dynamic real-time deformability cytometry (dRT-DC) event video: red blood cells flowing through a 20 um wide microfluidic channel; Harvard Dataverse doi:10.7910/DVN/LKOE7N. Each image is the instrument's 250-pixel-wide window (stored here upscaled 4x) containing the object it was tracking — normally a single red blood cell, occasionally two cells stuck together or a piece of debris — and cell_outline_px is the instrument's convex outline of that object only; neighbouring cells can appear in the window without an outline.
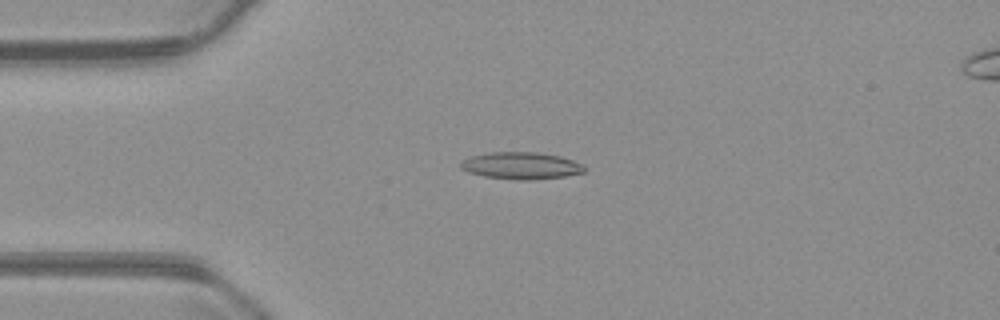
{"species": "common noctule bat (a hibernating species)", "species_latin": "Nyctalus noctula", "temperature_condition": "warm", "stored_images_in_passage": 47, "camera_frame_rate_fps": 3000, "um_per_image_px": 0.085, "animal": {"sex": "male", "body_mass_g": 23.1, "forearm_length_mm": 52.7}, "frame": {"image": 1, "passage_image": 13, "time_ms": 4.0, "image_size_px": [1000, 320], "cell_outline_px": [[584, 172], [564, 176], [532, 180], [520, 180], [484, 176], [468, 172], [460, 168], [460, 164], [464, 160], [472, 156], [488, 152], [536, 152], [560, 156], [584, 164]], "centroid_in_image_um": [44.3, 14.08], "position_along_channel_um": 40.7, "area_um2": 19.36}}
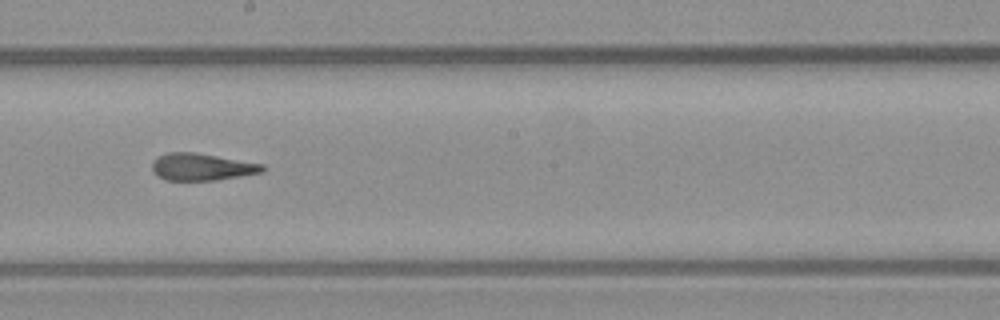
{"frame": {"image": 2, "passage_image": 30, "time_ms": 9.667, "image_size_px": [1000, 320], "cell_outline_px": [[264, 172], [216, 180], [164, 180], [156, 176], [152, 172], [152, 160], [168, 152], [196, 152], [264, 164]], "centroid_in_image_um": [17.12, 14.19], "position_along_channel_um": 231.1, "area_um2": 17.57}}
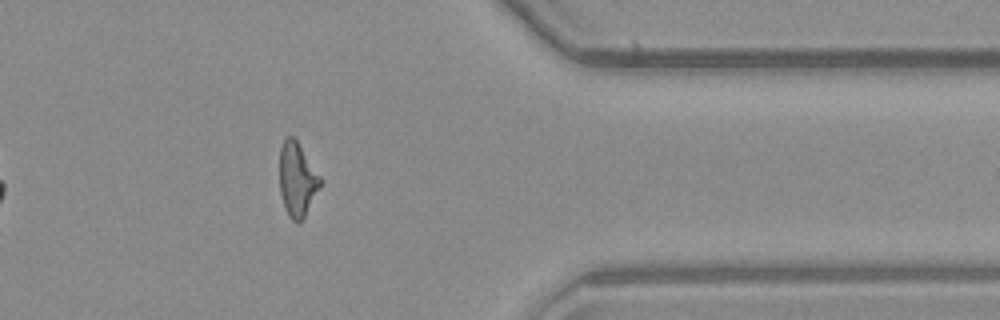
{"frame": {"image": 3, "passage_image": 44, "time_ms": 14.333, "image_size_px": [1000, 320], "cell_outline_px": [[324, 180], [304, 220], [300, 224], [296, 224], [288, 216], [284, 208], [280, 192], [280, 148], [284, 140], [288, 136], [292, 136], [296, 140]], "centroid_in_image_um": [25.29, 15.34], "position_along_channel_um": 386.1, "area_um2": 17.98}, "authors_computed_cell_mechanics": {"area_um2": 18.4382, "velocity_mm_per_s": 3.7458, "shape_relaxation_time_tau1_ms": null, "shape_relaxation_time_tau2_ms": 2.0588, "deformation_change_tau1": null, "deformation_change_tau2": 0.1076}}